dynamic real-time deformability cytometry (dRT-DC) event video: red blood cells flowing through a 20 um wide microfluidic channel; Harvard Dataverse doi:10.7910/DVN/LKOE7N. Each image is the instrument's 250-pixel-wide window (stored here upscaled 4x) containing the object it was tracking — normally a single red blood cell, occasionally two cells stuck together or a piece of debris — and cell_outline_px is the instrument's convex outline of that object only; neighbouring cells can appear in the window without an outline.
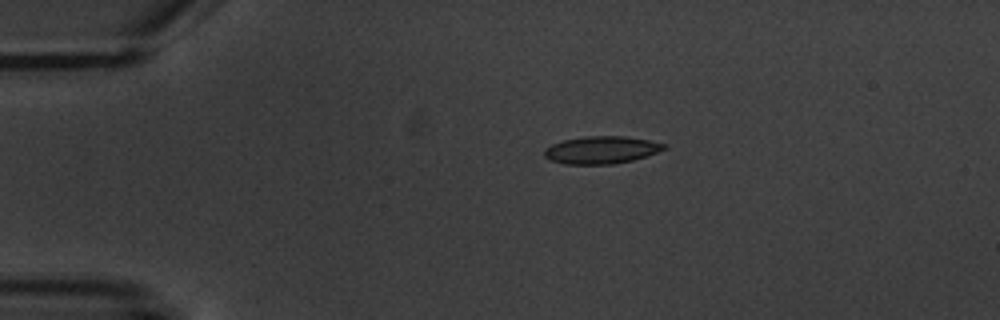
{"species": "common noctule bat (a hibernating species)", "species_latin": "Nyctalus noctula", "temperature_condition": "warm", "stored_images_in_passage": 8, "camera_frame_rate_fps": 3000, "um_per_image_px": 0.085, "animal": {"sex": "male", "body_mass_g": 20.1, "forearm_length_mm": 53.5}, "frame": {"image": 1, "passage_image": 2, "time_ms": 1.0, "image_size_px": [1000, 320], "cell_outline_px": [[668, 148], [632, 160], [616, 164], [564, 164], [548, 160], [544, 156], [544, 148], [552, 144], [564, 140], [588, 136], [624, 136], [648, 140], [668, 144]], "centroid_in_image_um": [51.1, 12.75], "position_along_channel_um": 33.9, "area_um2": 19.19}}
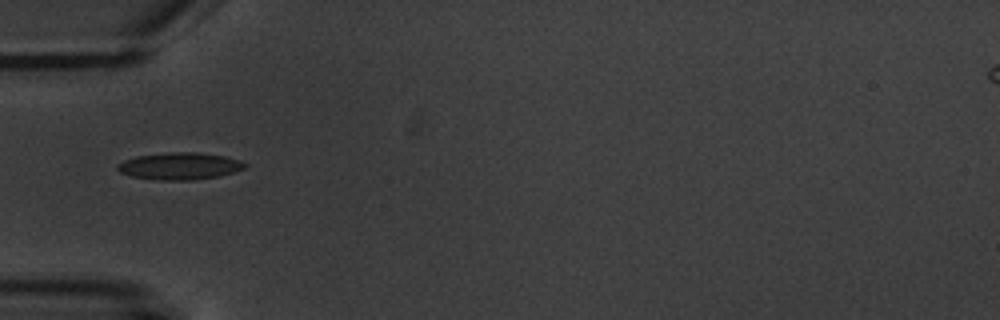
{"frame": {"image": 2, "passage_image": 4, "time_ms": 3.333, "image_size_px": [1000, 320], "cell_outline_px": [[248, 164], [244, 168], [232, 172], [216, 176], [196, 180], [160, 180], [132, 176], [120, 172], [116, 168], [116, 164], [124, 160], [136, 156], [172, 152], [196, 152], [224, 156], [240, 160]], "centroid_in_image_um": [15.25, 14.11], "position_along_channel_um": 69.7, "area_um2": 19.94}}